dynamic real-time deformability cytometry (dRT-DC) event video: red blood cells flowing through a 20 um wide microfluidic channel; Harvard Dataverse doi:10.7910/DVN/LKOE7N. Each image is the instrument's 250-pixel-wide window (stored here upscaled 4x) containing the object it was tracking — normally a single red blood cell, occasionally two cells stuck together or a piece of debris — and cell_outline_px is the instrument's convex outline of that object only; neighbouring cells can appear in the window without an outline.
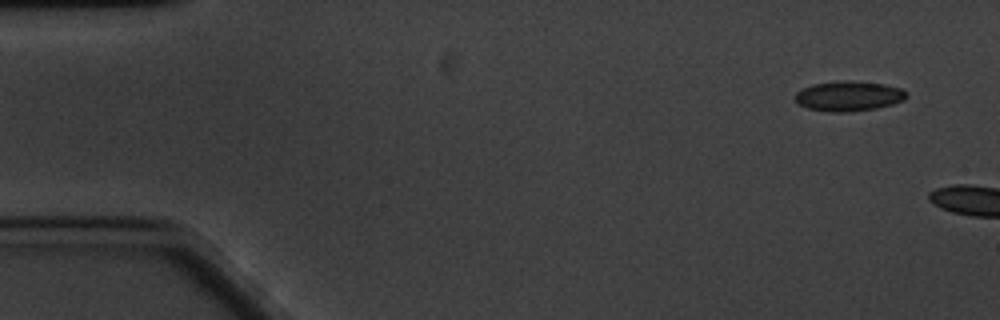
{"species": "common noctule bat (a hibernating species)", "species_latin": "Nyctalus noctula", "temperature_condition": "cold", "stored_images_in_passage": 4, "camera_frame_rate_fps": 3000, "um_per_image_px": 0.085, "animal": {"sex": "male", "body_mass_g": 20.1, "forearm_length_mm": 53.5}, "frame": {"image": 1, "passage_image": 1, "time_ms": 0.0, "image_size_px": [1000, 320], "cell_outline_px": [[908, 96], [904, 100], [892, 104], [876, 108], [848, 112], [828, 112], [808, 108], [800, 104], [796, 100], [796, 92], [812, 84], [844, 80], [852, 80], [884, 84], [900, 88], [908, 92]], "centroid_in_image_um": [72.17, 8.16], "position_along_channel_um": 12.8, "area_um2": 19.48}}